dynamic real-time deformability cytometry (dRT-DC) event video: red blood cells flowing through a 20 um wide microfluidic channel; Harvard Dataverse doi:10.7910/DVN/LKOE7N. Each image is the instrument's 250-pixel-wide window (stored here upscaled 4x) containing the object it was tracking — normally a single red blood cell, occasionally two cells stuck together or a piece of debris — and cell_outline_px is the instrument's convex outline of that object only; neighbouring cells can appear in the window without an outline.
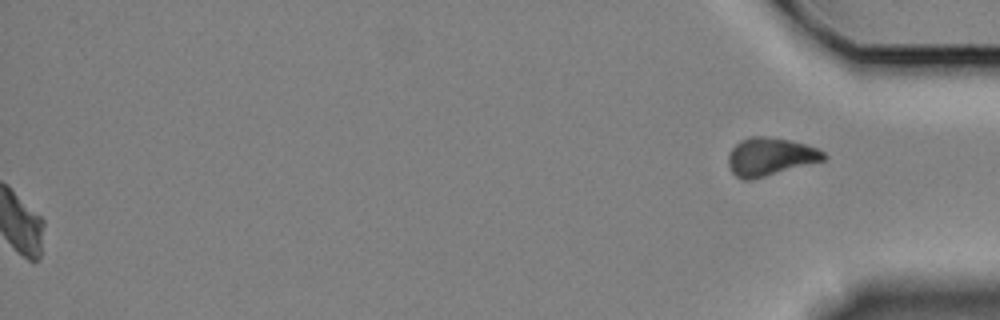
{"species": "Egyptian fruit bat (a non-hibernating species)", "species_latin": "Rousettus aegyptiacus", "temperature_condition": "cold", "stored_images_in_passage": 61, "segment_of_instrument_passage": [2, 2], "camera_frame_rate_fps": 3000, "um_per_image_px": 0.085, "animal": {"sex": "female"}, "frame": {"image": 1, "passage_image": 61, "time_ms": 20.0, "image_size_px": [1000, 320], "cell_outline_px": [[828, 156], [824, 160], [752, 180], [744, 180], [736, 176], [732, 172], [728, 164], [728, 152], [740, 140], [752, 136], [764, 136], [788, 140], [804, 144], [816, 148], [824, 152]], "centroid_in_image_um": [65.44, 13.32], "position_along_channel_um": 369.8, "area_um2": 21.04}}